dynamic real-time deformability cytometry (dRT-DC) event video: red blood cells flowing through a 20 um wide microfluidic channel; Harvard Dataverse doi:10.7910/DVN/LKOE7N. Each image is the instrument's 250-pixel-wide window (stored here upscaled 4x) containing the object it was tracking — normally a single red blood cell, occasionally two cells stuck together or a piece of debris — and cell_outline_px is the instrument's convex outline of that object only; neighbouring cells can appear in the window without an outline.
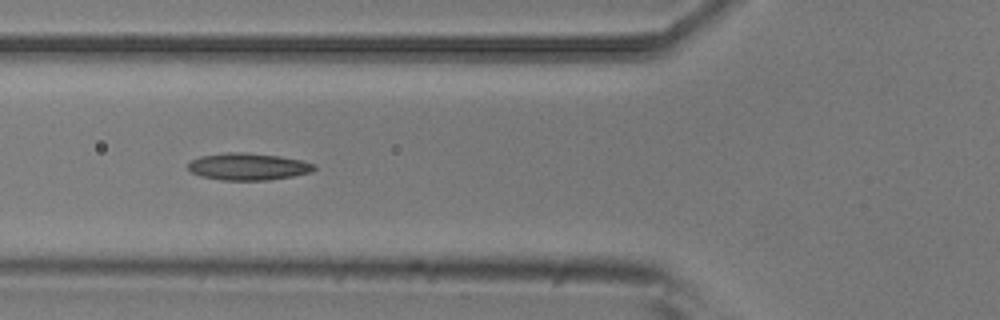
{"species": "common noctule bat (a hibernating species)", "species_latin": "Nyctalus noctula", "temperature_condition": "room temperature", "stored_images_in_passage": 5, "camera_frame_rate_fps": 3000, "um_per_image_px": 0.085, "animal": {"sex": "male", "body_mass_g": 20.5, "forearm_length_mm": 52.5}, "frame": {"image": 1, "passage_image": 4, "time_ms": 1.0, "image_size_px": [1000, 320], "cell_outline_px": [[316, 168], [312, 172], [292, 176], [268, 180], [224, 180], [200, 176], [192, 172], [188, 168], [188, 164], [192, 160], [200, 156], [228, 152], [244, 152], [280, 156], [304, 160], [316, 164]], "centroid_in_image_um": [21.13, 14.15], "position_along_channel_um": 104.7, "area_um2": 19.94}}